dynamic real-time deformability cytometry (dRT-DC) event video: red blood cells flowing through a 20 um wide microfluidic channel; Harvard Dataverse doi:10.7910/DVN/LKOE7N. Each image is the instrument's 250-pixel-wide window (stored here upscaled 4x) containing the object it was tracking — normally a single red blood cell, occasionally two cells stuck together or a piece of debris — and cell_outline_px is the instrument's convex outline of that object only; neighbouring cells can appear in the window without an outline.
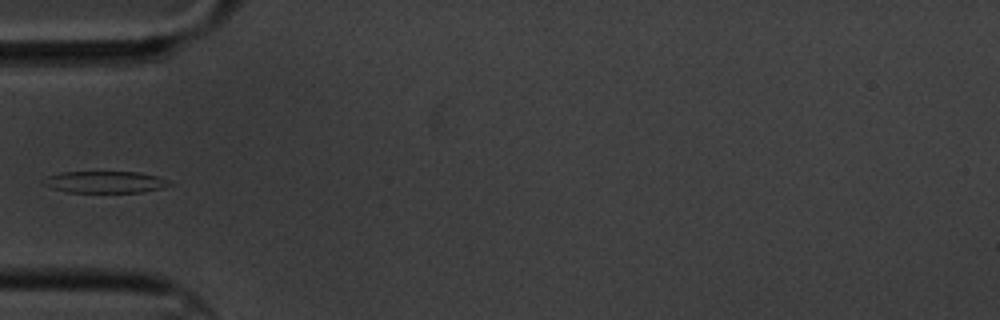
{"species": "common noctule bat (a hibernating species)", "species_latin": "Nyctalus noctula", "temperature_condition": "cold", "stored_images_in_passage": 2, "camera_frame_rate_fps": 3000, "um_per_image_px": 0.085, "animal": {"sex": "male", "body_mass_g": 20.1, "forearm_length_mm": 53.5}, "frame": {"image": 1, "passage_image": 2, "time_ms": 2.0, "image_size_px": [1000, 320], "cell_outline_px": [[176, 184], [144, 192], [68, 192], [52, 188], [44, 184], [40, 180], [48, 176], [60, 172], [140, 172], [156, 176], [168, 180]], "centroid_in_image_um": [8.94, 15.47], "position_along_channel_um": 76.1, "area_um2": 16.01}}